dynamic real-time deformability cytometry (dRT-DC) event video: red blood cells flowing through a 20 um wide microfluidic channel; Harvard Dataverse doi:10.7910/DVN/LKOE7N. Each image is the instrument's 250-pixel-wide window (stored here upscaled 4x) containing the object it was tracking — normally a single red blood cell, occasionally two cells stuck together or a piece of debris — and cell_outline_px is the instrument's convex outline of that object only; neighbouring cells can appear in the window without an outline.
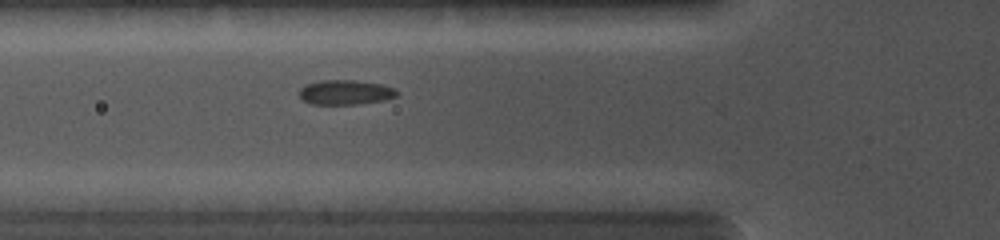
{"species": "common noctule bat (a hibernating species)", "species_latin": "Nyctalus noctula", "temperature_condition": "cold", "stored_images_in_passage": 6, "camera_frame_rate_fps": 5000, "um_per_image_px": 0.085, "animal": {"sex": "female", "body_mass_g": 19.0, "forearm_length_mm": 56.7}, "frame": {"image": 1, "passage_image": 4, "time_ms": 3.0, "image_size_px": [1000, 240], "cell_outline_px": [[396, 96], [384, 100], [356, 104], [312, 104], [300, 100], [300, 88], [308, 84], [320, 80], [352, 80], [380, 84], [396, 88]], "centroid_in_image_um": [29.33, 7.85], "position_along_channel_um": 96.5, "area_um2": 13.93}}